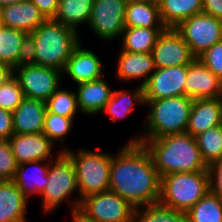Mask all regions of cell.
<instances>
[{"label":"cell","mask_w":222,"mask_h":222,"mask_svg":"<svg viewBox=\"0 0 222 222\" xmlns=\"http://www.w3.org/2000/svg\"><path fill=\"white\" fill-rule=\"evenodd\" d=\"M112 155L109 190L135 208L159 202L161 177L145 146L128 140Z\"/></svg>","instance_id":"cell-1"},{"label":"cell","mask_w":222,"mask_h":222,"mask_svg":"<svg viewBox=\"0 0 222 222\" xmlns=\"http://www.w3.org/2000/svg\"><path fill=\"white\" fill-rule=\"evenodd\" d=\"M150 153L160 177L172 173L208 171L196 138L188 133L169 134L155 139H139Z\"/></svg>","instance_id":"cell-2"},{"label":"cell","mask_w":222,"mask_h":222,"mask_svg":"<svg viewBox=\"0 0 222 222\" xmlns=\"http://www.w3.org/2000/svg\"><path fill=\"white\" fill-rule=\"evenodd\" d=\"M79 32L54 19H46L29 35L27 61L63 71L80 44Z\"/></svg>","instance_id":"cell-3"},{"label":"cell","mask_w":222,"mask_h":222,"mask_svg":"<svg viewBox=\"0 0 222 222\" xmlns=\"http://www.w3.org/2000/svg\"><path fill=\"white\" fill-rule=\"evenodd\" d=\"M192 104L193 99L186 95L145 100V105L150 110L145 123H143L144 126H140L143 135L131 138L130 142H138L139 139H155L169 134L186 133Z\"/></svg>","instance_id":"cell-4"},{"label":"cell","mask_w":222,"mask_h":222,"mask_svg":"<svg viewBox=\"0 0 222 222\" xmlns=\"http://www.w3.org/2000/svg\"><path fill=\"white\" fill-rule=\"evenodd\" d=\"M47 180V185L40 194L45 215L57 210L65 201L69 202L70 213L79 210L80 196L76 171L72 158L66 152H61L53 161H50ZM75 192L78 193L79 198L74 200L71 197Z\"/></svg>","instance_id":"cell-5"},{"label":"cell","mask_w":222,"mask_h":222,"mask_svg":"<svg viewBox=\"0 0 222 222\" xmlns=\"http://www.w3.org/2000/svg\"><path fill=\"white\" fill-rule=\"evenodd\" d=\"M62 152H66L73 160L76 171L77 187L79 190L80 204L85 197L109 190L110 165L112 155L107 152L90 151L63 146Z\"/></svg>","instance_id":"cell-6"},{"label":"cell","mask_w":222,"mask_h":222,"mask_svg":"<svg viewBox=\"0 0 222 222\" xmlns=\"http://www.w3.org/2000/svg\"><path fill=\"white\" fill-rule=\"evenodd\" d=\"M209 190L208 171L172 173L161 177L159 202L186 213Z\"/></svg>","instance_id":"cell-7"},{"label":"cell","mask_w":222,"mask_h":222,"mask_svg":"<svg viewBox=\"0 0 222 222\" xmlns=\"http://www.w3.org/2000/svg\"><path fill=\"white\" fill-rule=\"evenodd\" d=\"M61 75V70L38 66L28 61L14 68V76L24 97L44 102L61 86Z\"/></svg>","instance_id":"cell-8"},{"label":"cell","mask_w":222,"mask_h":222,"mask_svg":"<svg viewBox=\"0 0 222 222\" xmlns=\"http://www.w3.org/2000/svg\"><path fill=\"white\" fill-rule=\"evenodd\" d=\"M175 29L196 58L222 40V20L204 12L183 20Z\"/></svg>","instance_id":"cell-9"},{"label":"cell","mask_w":222,"mask_h":222,"mask_svg":"<svg viewBox=\"0 0 222 222\" xmlns=\"http://www.w3.org/2000/svg\"><path fill=\"white\" fill-rule=\"evenodd\" d=\"M78 211L94 222H126L135 214V207L115 192L107 190L82 199Z\"/></svg>","instance_id":"cell-10"},{"label":"cell","mask_w":222,"mask_h":222,"mask_svg":"<svg viewBox=\"0 0 222 222\" xmlns=\"http://www.w3.org/2000/svg\"><path fill=\"white\" fill-rule=\"evenodd\" d=\"M128 0H95L88 22L98 39L107 42L121 38L125 29V10Z\"/></svg>","instance_id":"cell-11"},{"label":"cell","mask_w":222,"mask_h":222,"mask_svg":"<svg viewBox=\"0 0 222 222\" xmlns=\"http://www.w3.org/2000/svg\"><path fill=\"white\" fill-rule=\"evenodd\" d=\"M156 68L189 65L196 57L175 28H166L152 49Z\"/></svg>","instance_id":"cell-12"},{"label":"cell","mask_w":222,"mask_h":222,"mask_svg":"<svg viewBox=\"0 0 222 222\" xmlns=\"http://www.w3.org/2000/svg\"><path fill=\"white\" fill-rule=\"evenodd\" d=\"M187 65L156 68L144 88V100L184 96Z\"/></svg>","instance_id":"cell-13"},{"label":"cell","mask_w":222,"mask_h":222,"mask_svg":"<svg viewBox=\"0 0 222 222\" xmlns=\"http://www.w3.org/2000/svg\"><path fill=\"white\" fill-rule=\"evenodd\" d=\"M8 142L17 164L39 160L53 161L62 151L53 157L54 143L44 134H13Z\"/></svg>","instance_id":"cell-14"},{"label":"cell","mask_w":222,"mask_h":222,"mask_svg":"<svg viewBox=\"0 0 222 222\" xmlns=\"http://www.w3.org/2000/svg\"><path fill=\"white\" fill-rule=\"evenodd\" d=\"M185 95L194 99L221 98L222 80L198 58L187 65Z\"/></svg>","instance_id":"cell-15"},{"label":"cell","mask_w":222,"mask_h":222,"mask_svg":"<svg viewBox=\"0 0 222 222\" xmlns=\"http://www.w3.org/2000/svg\"><path fill=\"white\" fill-rule=\"evenodd\" d=\"M103 64L98 55L80 43L68 59L62 74H66L78 85L103 77Z\"/></svg>","instance_id":"cell-16"},{"label":"cell","mask_w":222,"mask_h":222,"mask_svg":"<svg viewBox=\"0 0 222 222\" xmlns=\"http://www.w3.org/2000/svg\"><path fill=\"white\" fill-rule=\"evenodd\" d=\"M222 124V97L194 99L186 133L193 137Z\"/></svg>","instance_id":"cell-17"},{"label":"cell","mask_w":222,"mask_h":222,"mask_svg":"<svg viewBox=\"0 0 222 222\" xmlns=\"http://www.w3.org/2000/svg\"><path fill=\"white\" fill-rule=\"evenodd\" d=\"M117 62L116 78L124 83L139 79L142 80L139 85L144 86L156 70L152 53H131L120 50Z\"/></svg>","instance_id":"cell-18"},{"label":"cell","mask_w":222,"mask_h":222,"mask_svg":"<svg viewBox=\"0 0 222 222\" xmlns=\"http://www.w3.org/2000/svg\"><path fill=\"white\" fill-rule=\"evenodd\" d=\"M46 112V102L24 98L12 112L14 134H41Z\"/></svg>","instance_id":"cell-19"},{"label":"cell","mask_w":222,"mask_h":222,"mask_svg":"<svg viewBox=\"0 0 222 222\" xmlns=\"http://www.w3.org/2000/svg\"><path fill=\"white\" fill-rule=\"evenodd\" d=\"M45 20V16L30 0L3 7V26L24 31L29 35Z\"/></svg>","instance_id":"cell-20"},{"label":"cell","mask_w":222,"mask_h":222,"mask_svg":"<svg viewBox=\"0 0 222 222\" xmlns=\"http://www.w3.org/2000/svg\"><path fill=\"white\" fill-rule=\"evenodd\" d=\"M76 90L79 111L91 117L101 113L113 92L103 77L80 83Z\"/></svg>","instance_id":"cell-21"},{"label":"cell","mask_w":222,"mask_h":222,"mask_svg":"<svg viewBox=\"0 0 222 222\" xmlns=\"http://www.w3.org/2000/svg\"><path fill=\"white\" fill-rule=\"evenodd\" d=\"M29 34L14 28L0 27V62L13 69L28 58Z\"/></svg>","instance_id":"cell-22"},{"label":"cell","mask_w":222,"mask_h":222,"mask_svg":"<svg viewBox=\"0 0 222 222\" xmlns=\"http://www.w3.org/2000/svg\"><path fill=\"white\" fill-rule=\"evenodd\" d=\"M49 164L50 162L47 163L46 160H39L18 165L12 181L27 199L33 196L32 194L40 195L43 192L48 182Z\"/></svg>","instance_id":"cell-23"},{"label":"cell","mask_w":222,"mask_h":222,"mask_svg":"<svg viewBox=\"0 0 222 222\" xmlns=\"http://www.w3.org/2000/svg\"><path fill=\"white\" fill-rule=\"evenodd\" d=\"M27 202L12 180L0 181V222H28Z\"/></svg>","instance_id":"cell-24"},{"label":"cell","mask_w":222,"mask_h":222,"mask_svg":"<svg viewBox=\"0 0 222 222\" xmlns=\"http://www.w3.org/2000/svg\"><path fill=\"white\" fill-rule=\"evenodd\" d=\"M125 27L167 28L160 17L158 1L128 0Z\"/></svg>","instance_id":"cell-25"},{"label":"cell","mask_w":222,"mask_h":222,"mask_svg":"<svg viewBox=\"0 0 222 222\" xmlns=\"http://www.w3.org/2000/svg\"><path fill=\"white\" fill-rule=\"evenodd\" d=\"M136 104L145 106L144 88L141 85L129 92L125 89L113 90L101 113L109 115L111 123H115L117 119L125 118L132 113Z\"/></svg>","instance_id":"cell-26"},{"label":"cell","mask_w":222,"mask_h":222,"mask_svg":"<svg viewBox=\"0 0 222 222\" xmlns=\"http://www.w3.org/2000/svg\"><path fill=\"white\" fill-rule=\"evenodd\" d=\"M94 2L95 0H59L58 10L53 19L80 32L78 28L81 25H88Z\"/></svg>","instance_id":"cell-27"},{"label":"cell","mask_w":222,"mask_h":222,"mask_svg":"<svg viewBox=\"0 0 222 222\" xmlns=\"http://www.w3.org/2000/svg\"><path fill=\"white\" fill-rule=\"evenodd\" d=\"M158 3L161 20L167 28H175L203 10L202 0H158Z\"/></svg>","instance_id":"cell-28"},{"label":"cell","mask_w":222,"mask_h":222,"mask_svg":"<svg viewBox=\"0 0 222 222\" xmlns=\"http://www.w3.org/2000/svg\"><path fill=\"white\" fill-rule=\"evenodd\" d=\"M166 28L125 27L121 34L122 51L152 53L157 38Z\"/></svg>","instance_id":"cell-29"},{"label":"cell","mask_w":222,"mask_h":222,"mask_svg":"<svg viewBox=\"0 0 222 222\" xmlns=\"http://www.w3.org/2000/svg\"><path fill=\"white\" fill-rule=\"evenodd\" d=\"M186 215L187 222H222V200L209 190Z\"/></svg>","instance_id":"cell-30"},{"label":"cell","mask_w":222,"mask_h":222,"mask_svg":"<svg viewBox=\"0 0 222 222\" xmlns=\"http://www.w3.org/2000/svg\"><path fill=\"white\" fill-rule=\"evenodd\" d=\"M135 215L141 222H187L185 212L172 209L161 202L135 208Z\"/></svg>","instance_id":"cell-31"},{"label":"cell","mask_w":222,"mask_h":222,"mask_svg":"<svg viewBox=\"0 0 222 222\" xmlns=\"http://www.w3.org/2000/svg\"><path fill=\"white\" fill-rule=\"evenodd\" d=\"M195 138L207 166L222 157V124L208 129Z\"/></svg>","instance_id":"cell-32"},{"label":"cell","mask_w":222,"mask_h":222,"mask_svg":"<svg viewBox=\"0 0 222 222\" xmlns=\"http://www.w3.org/2000/svg\"><path fill=\"white\" fill-rule=\"evenodd\" d=\"M58 88L46 101L47 111L74 119L79 110L75 91Z\"/></svg>","instance_id":"cell-33"},{"label":"cell","mask_w":222,"mask_h":222,"mask_svg":"<svg viewBox=\"0 0 222 222\" xmlns=\"http://www.w3.org/2000/svg\"><path fill=\"white\" fill-rule=\"evenodd\" d=\"M74 120L55 113L46 112L44 119L43 132L54 144L61 141L69 134L73 128Z\"/></svg>","instance_id":"cell-34"},{"label":"cell","mask_w":222,"mask_h":222,"mask_svg":"<svg viewBox=\"0 0 222 222\" xmlns=\"http://www.w3.org/2000/svg\"><path fill=\"white\" fill-rule=\"evenodd\" d=\"M23 91L13 75L0 87V108L13 112L24 99Z\"/></svg>","instance_id":"cell-35"},{"label":"cell","mask_w":222,"mask_h":222,"mask_svg":"<svg viewBox=\"0 0 222 222\" xmlns=\"http://www.w3.org/2000/svg\"><path fill=\"white\" fill-rule=\"evenodd\" d=\"M18 164L8 140H0V181L12 180Z\"/></svg>","instance_id":"cell-36"},{"label":"cell","mask_w":222,"mask_h":222,"mask_svg":"<svg viewBox=\"0 0 222 222\" xmlns=\"http://www.w3.org/2000/svg\"><path fill=\"white\" fill-rule=\"evenodd\" d=\"M197 58L222 80V40L212 45Z\"/></svg>","instance_id":"cell-37"},{"label":"cell","mask_w":222,"mask_h":222,"mask_svg":"<svg viewBox=\"0 0 222 222\" xmlns=\"http://www.w3.org/2000/svg\"><path fill=\"white\" fill-rule=\"evenodd\" d=\"M210 191L222 200V157L208 166Z\"/></svg>","instance_id":"cell-38"},{"label":"cell","mask_w":222,"mask_h":222,"mask_svg":"<svg viewBox=\"0 0 222 222\" xmlns=\"http://www.w3.org/2000/svg\"><path fill=\"white\" fill-rule=\"evenodd\" d=\"M13 134L12 112L0 108V140H8Z\"/></svg>","instance_id":"cell-39"},{"label":"cell","mask_w":222,"mask_h":222,"mask_svg":"<svg viewBox=\"0 0 222 222\" xmlns=\"http://www.w3.org/2000/svg\"><path fill=\"white\" fill-rule=\"evenodd\" d=\"M46 19H53L58 10L59 0H30Z\"/></svg>","instance_id":"cell-40"},{"label":"cell","mask_w":222,"mask_h":222,"mask_svg":"<svg viewBox=\"0 0 222 222\" xmlns=\"http://www.w3.org/2000/svg\"><path fill=\"white\" fill-rule=\"evenodd\" d=\"M202 12L222 20V0H202Z\"/></svg>","instance_id":"cell-41"},{"label":"cell","mask_w":222,"mask_h":222,"mask_svg":"<svg viewBox=\"0 0 222 222\" xmlns=\"http://www.w3.org/2000/svg\"><path fill=\"white\" fill-rule=\"evenodd\" d=\"M14 75V69L0 62V87Z\"/></svg>","instance_id":"cell-42"},{"label":"cell","mask_w":222,"mask_h":222,"mask_svg":"<svg viewBox=\"0 0 222 222\" xmlns=\"http://www.w3.org/2000/svg\"><path fill=\"white\" fill-rule=\"evenodd\" d=\"M71 221L72 222H94V221L87 219L78 210L71 213Z\"/></svg>","instance_id":"cell-43"},{"label":"cell","mask_w":222,"mask_h":222,"mask_svg":"<svg viewBox=\"0 0 222 222\" xmlns=\"http://www.w3.org/2000/svg\"><path fill=\"white\" fill-rule=\"evenodd\" d=\"M21 1H23V0H0V4L3 7H5V6H8V5L19 3Z\"/></svg>","instance_id":"cell-44"},{"label":"cell","mask_w":222,"mask_h":222,"mask_svg":"<svg viewBox=\"0 0 222 222\" xmlns=\"http://www.w3.org/2000/svg\"><path fill=\"white\" fill-rule=\"evenodd\" d=\"M126 222H141V220L134 214L128 221Z\"/></svg>","instance_id":"cell-45"},{"label":"cell","mask_w":222,"mask_h":222,"mask_svg":"<svg viewBox=\"0 0 222 222\" xmlns=\"http://www.w3.org/2000/svg\"><path fill=\"white\" fill-rule=\"evenodd\" d=\"M2 13H3V6L0 4V27L3 26V22H2Z\"/></svg>","instance_id":"cell-46"}]
</instances>
